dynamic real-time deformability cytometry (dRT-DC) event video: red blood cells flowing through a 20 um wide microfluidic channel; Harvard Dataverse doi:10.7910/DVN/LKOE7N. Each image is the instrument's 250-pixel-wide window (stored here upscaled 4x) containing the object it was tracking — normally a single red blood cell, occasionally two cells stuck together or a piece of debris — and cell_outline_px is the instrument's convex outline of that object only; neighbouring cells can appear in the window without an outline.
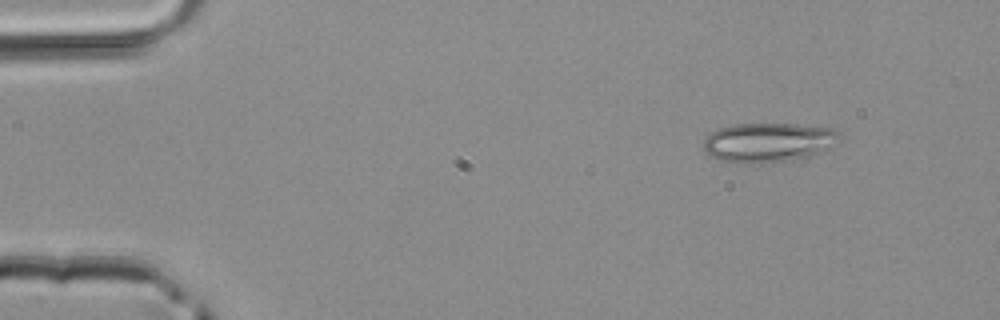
{"species": "common noctule bat (a hibernating species)", "species_latin": "Nyctalus noctula", "temperature_condition": "room temperature", "stored_images_in_passage": 4, "camera_frame_rate_fps": 3000, "um_per_image_px": 0.085, "animal": {"sex": "male", "body_mass_g": 20.4}, "frame": {"image": 1, "passage_image": 2, "time_ms": 0.333, "image_size_px": [1000, 320], "cell_outline_px": [[840, 136], [836, 144], [820, 152], [808, 156], [784, 160], [748, 164], [724, 160], [712, 156], [704, 148], [704, 140], [712, 132], [720, 128], [732, 124], [796, 124], [832, 128], [840, 132]], "centroid_in_image_um": [65.34, 12.08], "position_along_channel_um": 19.7, "area_um2": 30.69}}